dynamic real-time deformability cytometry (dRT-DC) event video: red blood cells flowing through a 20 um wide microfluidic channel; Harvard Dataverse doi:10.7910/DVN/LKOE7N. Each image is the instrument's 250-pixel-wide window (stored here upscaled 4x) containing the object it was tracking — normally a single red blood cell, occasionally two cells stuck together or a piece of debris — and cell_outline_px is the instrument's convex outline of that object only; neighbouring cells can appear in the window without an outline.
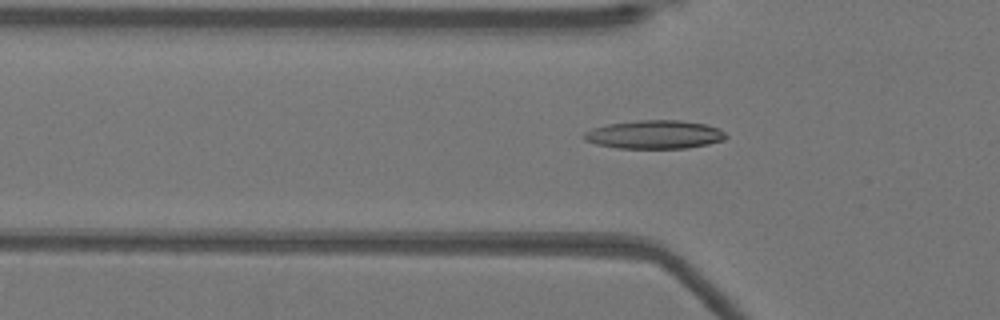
{"species": "Egyptian fruit bat (a non-hibernating species)", "species_latin": "Rousettus aegyptiacus", "temperature_condition": "warm", "stored_images_in_passage": 52, "camera_frame_rate_fps": 3000, "um_per_image_px": 0.085, "animal": {"sex": "female"}, "frame": {"image": 1, "passage_image": 17, "time_ms": 5.333, "image_size_px": [1000, 320], "cell_outline_px": [[728, 136], [724, 140], [708, 144], [688, 148], [616, 148], [596, 144], [584, 140], [584, 132], [592, 128], [608, 124], [636, 120], [680, 120], [704, 124], [720, 128]], "centroid_in_image_um": [55.65, 11.43], "position_along_channel_um": 70.2, "area_um2": 23.64}}
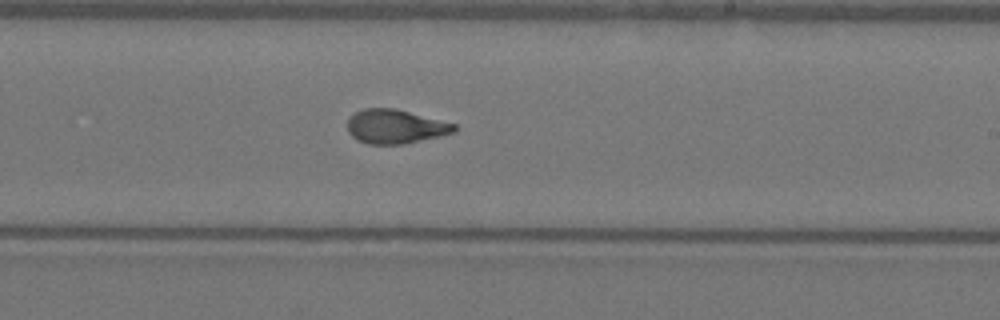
{"frame": {"image": 2, "passage_image": 31, "time_ms": 10.0, "image_size_px": [1000, 320], "cell_outline_px": [[456, 132], [404, 144], [368, 144], [356, 140], [348, 132], [348, 116], [364, 108], [396, 108], [456, 124]], "centroid_in_image_um": [33.58, 10.75], "position_along_channel_um": 255.4, "area_um2": 21.27}}
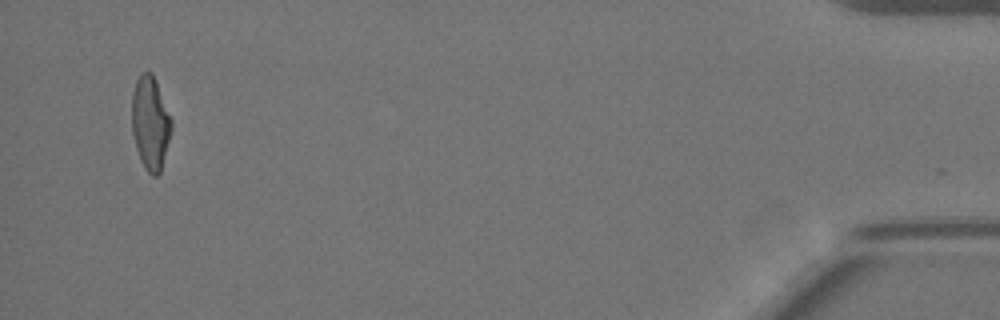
{"frame": {"image": 3, "passage_image": 50, "time_ms": 16.333, "image_size_px": [1000, 320], "cell_outline_px": [[172, 128], [160, 172], [156, 176], [152, 176], [144, 168], [140, 160], [136, 148], [132, 132], [132, 92], [136, 80], [144, 72], [152, 72], [172, 120]], "centroid_in_image_um": [12.77, 10.47], "position_along_channel_um": 422.4, "area_um2": 21.39}, "authors_computed_cell_mechanics": {"area_um2": 21.5305, "velocity_mm_per_s": 3.9416, "shape_relaxation_time_tau1_ms": 7.1015, "shape_relaxation_time_tau2_ms": 1.1683, "deformation_change_tau1": 0.2547, "deformation_change_tau2": 0.0714}}